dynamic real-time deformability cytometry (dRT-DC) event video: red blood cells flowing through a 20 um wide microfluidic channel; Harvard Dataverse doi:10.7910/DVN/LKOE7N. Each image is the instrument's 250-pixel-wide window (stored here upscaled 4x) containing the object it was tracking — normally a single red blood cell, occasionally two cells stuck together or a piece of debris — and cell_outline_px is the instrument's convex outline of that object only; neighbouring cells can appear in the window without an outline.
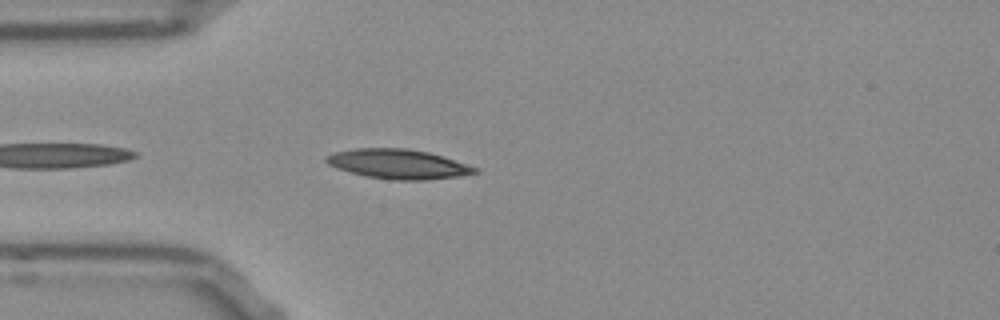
{"species": "Egyptian fruit bat (a non-hibernating species)", "species_latin": "Rousettus aegyptiacus", "temperature_condition": "room temperature", "stored_images_in_passage": 13, "camera_frame_rate_fps": 3000, "um_per_image_px": 0.085, "frame": {"image": 1, "passage_image": 3, "time_ms": 0.667, "image_size_px": [1000, 320], "cell_outline_px": [[480, 172], [456, 176], [424, 180], [392, 180], [368, 176], [336, 168], [328, 164], [324, 160], [324, 156], [336, 152], [356, 148], [408, 148], [428, 152], [444, 156], [476, 168]], "centroid_in_image_um": [33.82, 13.93], "position_along_channel_um": 51.2, "area_um2": 25.37}}
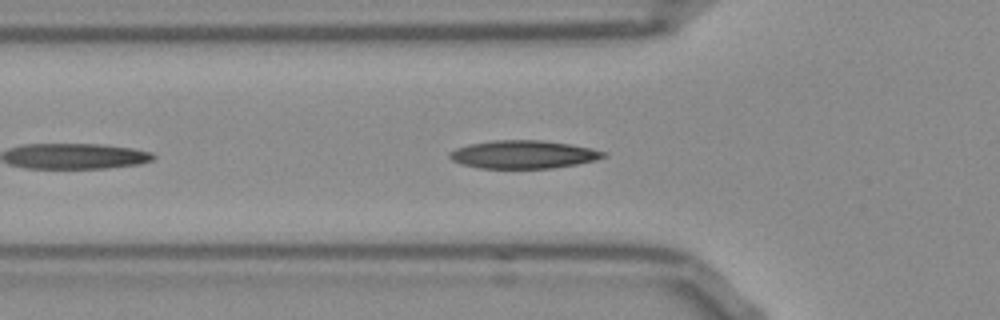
{"frame": {"image": 2, "passage_image": 6, "time_ms": 1.667, "image_size_px": [1000, 320], "cell_outline_px": [[608, 156], [596, 160], [576, 164], [552, 168], [480, 168], [460, 164], [452, 160], [448, 156], [448, 152], [456, 148], [468, 144], [492, 140], [540, 140], [572, 144], [592, 148], [608, 152]], "centroid_in_image_um": [44.5, 13.12], "position_along_channel_um": 81.3, "area_um2": 25.43}}